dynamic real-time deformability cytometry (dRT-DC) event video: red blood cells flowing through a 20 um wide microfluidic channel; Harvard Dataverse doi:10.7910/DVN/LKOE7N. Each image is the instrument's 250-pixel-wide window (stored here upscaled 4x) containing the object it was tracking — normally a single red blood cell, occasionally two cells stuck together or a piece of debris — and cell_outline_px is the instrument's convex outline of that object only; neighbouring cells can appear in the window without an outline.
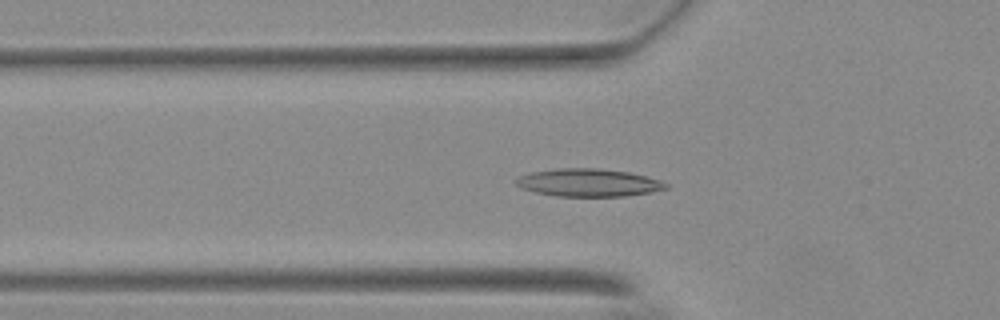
{"species": "Egyptian fruit bat (a non-hibernating species)", "species_latin": "Rousettus aegyptiacus", "temperature_condition": "warm", "stored_images_in_passage": 38, "camera_frame_rate_fps": 3000, "um_per_image_px": 0.085, "animal": {"sex": "female"}, "frame": {"image": 1, "passage_image": 6, "time_ms": 1.667, "image_size_px": [1000, 320], "cell_outline_px": [[668, 188], [652, 192], [624, 196], [556, 196], [536, 192], [524, 188], [516, 184], [516, 180], [520, 176], [532, 172], [560, 168], [596, 168], [628, 172], [644, 176], [668, 184]], "centroid_in_image_um": [50.03, 15.53], "position_along_channel_um": 75.8, "area_um2": 23.81}}
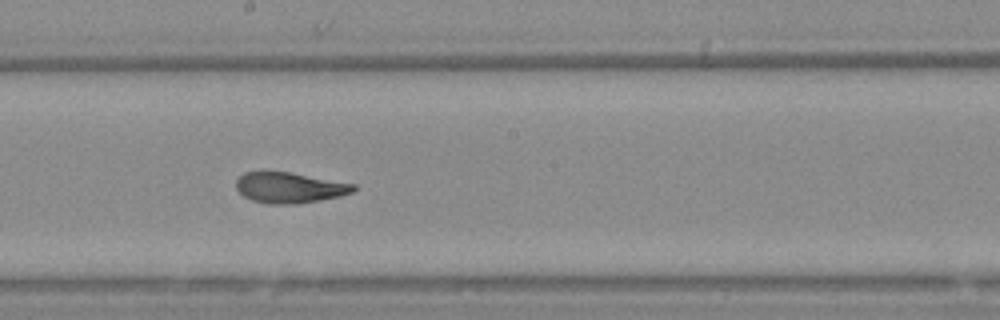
{"frame": {"image": 2, "passage_image": 18, "time_ms": 5.667, "image_size_px": [1000, 320], "cell_outline_px": [[356, 188], [352, 192], [340, 196], [320, 200], [296, 204], [268, 204], [252, 200], [244, 196], [236, 188], [236, 180], [244, 172], [288, 172], [356, 184]], "centroid_in_image_um": [24.61, 15.96], "position_along_channel_um": 223.6, "area_um2": 20.81}}
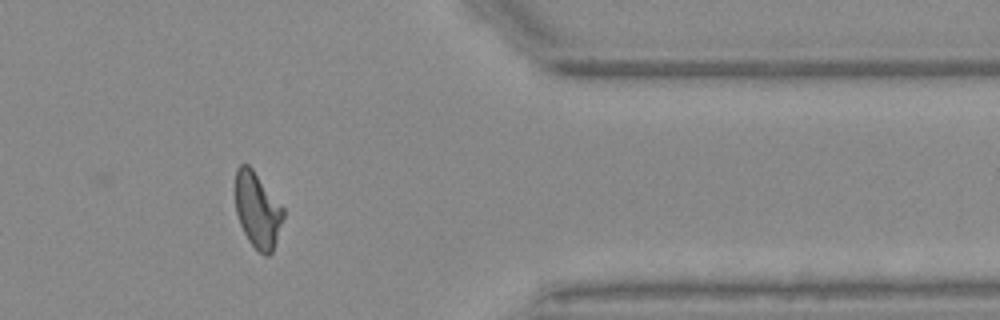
{"frame": {"image": 3, "passage_image": 33, "time_ms": 10.667, "image_size_px": [1000, 320], "cell_outline_px": [[284, 216], [272, 252], [268, 256], [264, 256], [248, 240], [240, 224], [236, 212], [236, 168], [240, 164], [248, 164], [252, 168], [284, 208]], "centroid_in_image_um": [21.89, 17.85], "position_along_channel_um": 389.5, "area_um2": 20.87}, "authors_computed_cell_mechanics": {"area_um2": 21.5594, "velocity_mm_per_s": 3.6895, "shape_relaxation_time_tau1_ms": 9.0628, "shape_relaxation_time_tau2_ms": 1.7088, "deformation_change_tau1": 0.2348, "deformation_change_tau2": 0.0861}}